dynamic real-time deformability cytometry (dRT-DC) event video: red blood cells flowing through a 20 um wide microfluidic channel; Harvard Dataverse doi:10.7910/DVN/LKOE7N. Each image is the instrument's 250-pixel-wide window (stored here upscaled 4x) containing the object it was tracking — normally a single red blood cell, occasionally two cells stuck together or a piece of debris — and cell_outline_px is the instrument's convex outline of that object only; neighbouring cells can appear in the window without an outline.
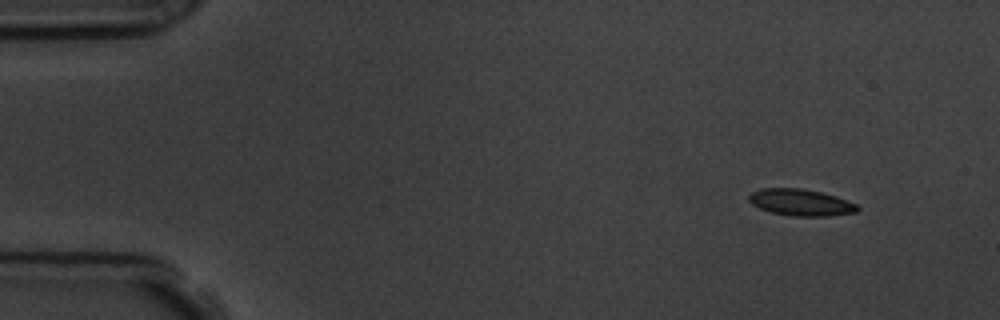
{"species": "common noctule bat (a hibernating species)", "species_latin": "Nyctalus noctula", "temperature_condition": "room temperature", "stored_images_in_passage": 4, "camera_frame_rate_fps": 3000, "um_per_image_px": 0.085, "animal": {"sex": "male", "body_mass_g": 19.5, "forearm_length_mm": 54.6}, "frame": {"image": 1, "passage_image": 1, "time_ms": 0.0, "image_size_px": [1000, 320], "cell_outline_px": [[860, 208], [856, 212], [828, 216], [792, 216], [772, 212], [760, 208], [752, 204], [748, 200], [748, 196], [752, 192], [760, 188], [800, 188], [820, 192], [836, 196], [856, 204]], "centroid_in_image_um": [68.05, 17.2], "position_along_channel_um": 16.9, "area_um2": 16.76}}
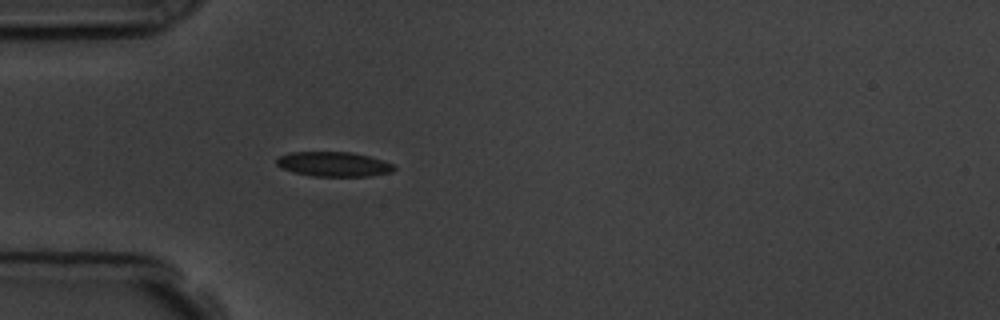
{"frame": {"image": 2, "passage_image": 4, "time_ms": 3.667, "image_size_px": [1000, 320], "cell_outline_px": [[396, 168], [392, 172], [368, 176], [312, 176], [292, 172], [280, 168], [276, 164], [276, 160], [280, 156], [292, 152], [348, 152], [368, 156], [384, 160], [392, 164]], "centroid_in_image_um": [28.34, 13.96], "position_along_channel_um": 56.7, "area_um2": 16.88}}